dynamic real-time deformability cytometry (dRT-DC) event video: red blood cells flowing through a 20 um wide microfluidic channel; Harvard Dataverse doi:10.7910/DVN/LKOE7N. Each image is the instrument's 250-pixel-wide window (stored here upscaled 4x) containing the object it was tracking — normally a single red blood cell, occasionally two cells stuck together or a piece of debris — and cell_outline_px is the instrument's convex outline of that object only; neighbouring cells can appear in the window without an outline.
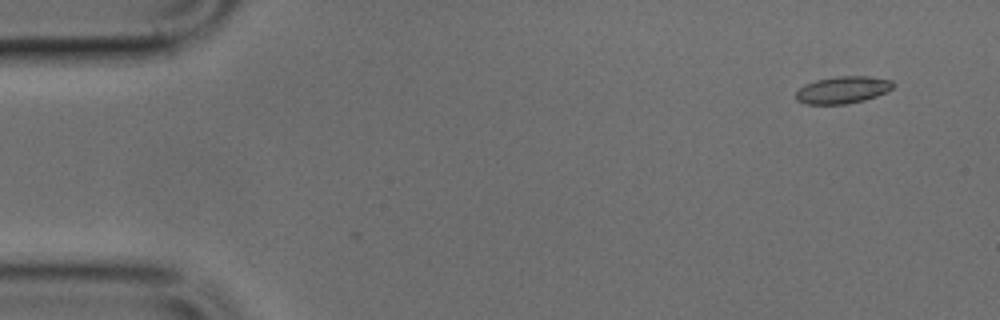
{"species": "common noctule bat (a hibernating species)", "species_latin": "Nyctalus noctula", "temperature_condition": "cold", "stored_images_in_passage": 3, "camera_frame_rate_fps": 3000, "um_per_image_px": 0.085, "animal": {"sex": "male", "body_mass_g": 17.9, "forearm_length_mm": 54.2}, "frame": {"image": 1, "passage_image": 1, "time_ms": 0.0, "image_size_px": [1000, 320], "cell_outline_px": [[896, 84], [892, 88], [876, 96], [864, 100], [844, 104], [808, 104], [796, 100], [796, 92], [804, 84], [816, 80], [840, 76], [868, 76], [892, 80]], "centroid_in_image_um": [71.63, 7.63], "position_along_channel_um": 13.4, "area_um2": 15.26}}